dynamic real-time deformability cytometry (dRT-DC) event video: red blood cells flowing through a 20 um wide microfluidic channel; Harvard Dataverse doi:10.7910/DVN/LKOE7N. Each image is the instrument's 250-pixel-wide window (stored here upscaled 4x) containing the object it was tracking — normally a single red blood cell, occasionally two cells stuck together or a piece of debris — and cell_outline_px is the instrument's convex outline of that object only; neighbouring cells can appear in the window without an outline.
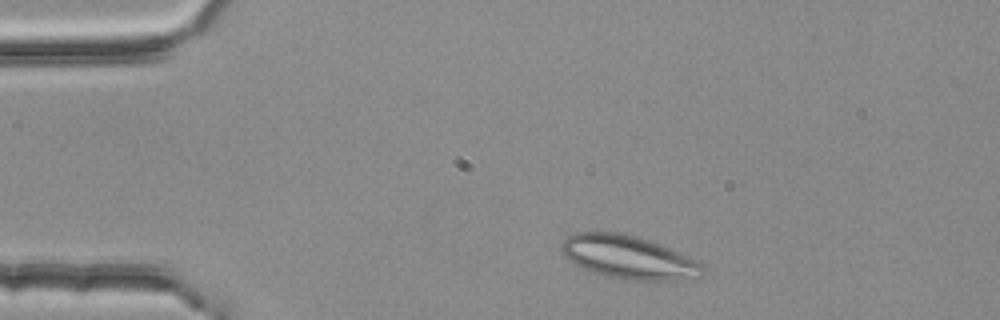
{"species": "common noctule bat (a hibernating species)", "species_latin": "Nyctalus noctula", "temperature_condition": "room temperature", "stored_images_in_passage": 2, "camera_frame_rate_fps": 3000, "um_per_image_px": 0.085, "animal": {"sex": "female", "body_mass_g": 25.1}, "frame": {"image": 1, "passage_image": 1, "time_ms": 0.0, "image_size_px": [1000, 320], "cell_outline_px": [[704, 272], [700, 276], [676, 280], [620, 280], [604, 276], [592, 272], [568, 260], [564, 256], [560, 248], [560, 244], [568, 236], [576, 232], [616, 232], [636, 236], [648, 240], [668, 248], [700, 264], [704, 268]], "centroid_in_image_um": [53.33, 21.87], "position_along_channel_um": 31.7, "area_um2": 35.14}}